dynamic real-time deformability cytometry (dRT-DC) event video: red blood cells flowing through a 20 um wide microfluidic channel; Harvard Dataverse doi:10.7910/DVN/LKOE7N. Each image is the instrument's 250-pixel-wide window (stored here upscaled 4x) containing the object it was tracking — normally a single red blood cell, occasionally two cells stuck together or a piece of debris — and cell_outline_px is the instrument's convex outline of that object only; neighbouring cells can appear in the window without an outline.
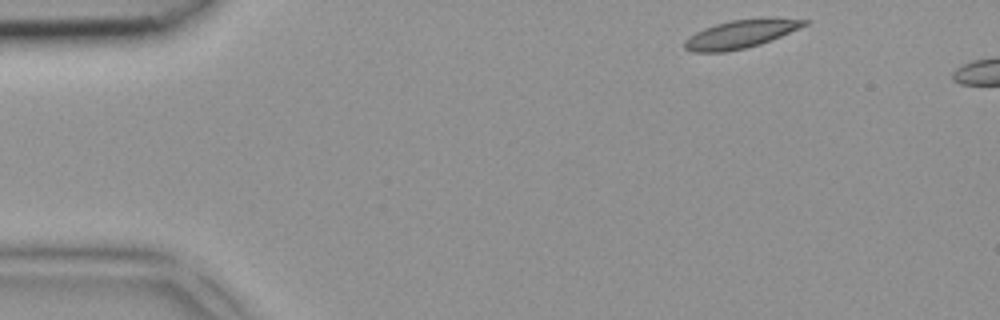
{"species": "common noctule bat (a hibernating species)", "species_latin": "Nyctalus noctula", "temperature_condition": "room temperature", "stored_images_in_passage": 4, "camera_frame_rate_fps": 3000, "um_per_image_px": 0.085, "animal": {"sex": "female", "body_mass_g": 18.4}, "frame": {"image": 1, "passage_image": 1, "time_ms": 0.0, "image_size_px": [1000, 320], "cell_outline_px": [[808, 24], [800, 28], [760, 44], [744, 48], [724, 52], [692, 52], [684, 48], [684, 40], [688, 36], [704, 28], [716, 24], [732, 20], [808, 20]], "centroid_in_image_um": [62.83, 2.94], "position_along_channel_um": 22.2, "area_um2": 18.79}}